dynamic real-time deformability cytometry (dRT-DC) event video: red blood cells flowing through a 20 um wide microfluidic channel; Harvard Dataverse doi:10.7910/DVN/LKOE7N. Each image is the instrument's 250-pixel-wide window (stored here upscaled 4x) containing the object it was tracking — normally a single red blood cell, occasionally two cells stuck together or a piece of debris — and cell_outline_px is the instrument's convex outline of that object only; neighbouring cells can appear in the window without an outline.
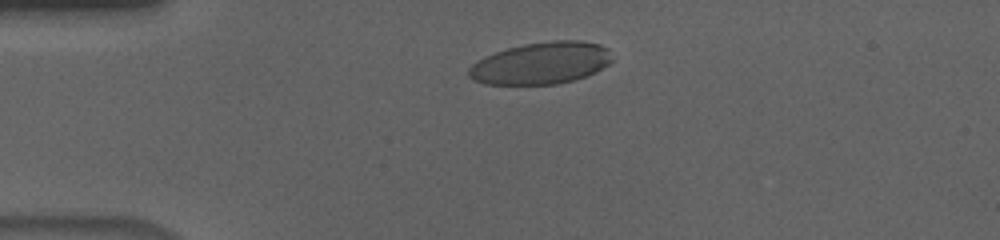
{"species": "human", "species_latin": "Homo sapiens", "temperature_condition": "cold", "stored_images_in_passage": 52, "camera_frame_rate_fps": 3000, "um_per_image_px": 0.085, "donor": {"sex": "male"}, "frame": {"image": 1, "passage_image": 9, "time_ms": 2.667, "image_size_px": [1000, 240], "cell_outline_px": [[612, 60], [608, 64], [584, 76], [572, 80], [556, 84], [484, 84], [472, 80], [468, 76], [468, 68], [472, 64], [484, 56], [508, 48], [524, 44], [552, 40], [584, 40], [600, 44], [608, 48]], "centroid_in_image_um": [45.96, 5.36], "position_along_channel_um": 39.0, "area_um2": 34.97}}
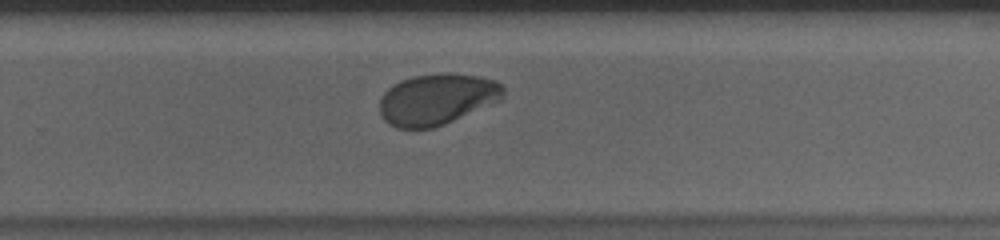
{"frame": {"image": 2, "passage_image": 33, "time_ms": 10.667, "image_size_px": [1000, 240], "cell_outline_px": [[504, 96], [500, 100], [444, 124], [432, 128], [396, 128], [388, 124], [380, 116], [380, 96], [388, 88], [400, 80], [412, 76], [480, 76], [496, 80], [504, 88]], "centroid_in_image_um": [37.09, 8.48], "position_along_channel_um": 292.7, "area_um2": 36.01}}
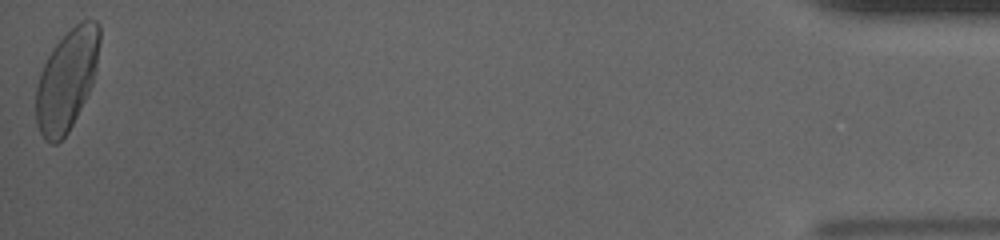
{"frame": {"image": 3, "passage_image": 52, "time_ms": 17.0, "image_size_px": [1000, 240], "cell_outline_px": [[100, 40], [96, 72], [92, 84], [68, 132], [56, 144], [52, 144], [44, 140], [36, 124], [36, 88], [40, 72], [52, 48], [80, 20], [96, 20], [100, 24]], "centroid_in_image_um": [5.68, 6.78], "position_along_channel_um": 429.5, "area_um2": 37.22}, "authors_computed_cell_mechanics": {"area_um2": 36.4429, "velocity_mm_per_s": 3.6233, "shape_relaxation_time_tau1_ms": 3.2309, "shape_relaxation_time_tau2_ms": 2.2381, "deformation_change_tau1": 0.1388, "deformation_change_tau2": 0.0485}}